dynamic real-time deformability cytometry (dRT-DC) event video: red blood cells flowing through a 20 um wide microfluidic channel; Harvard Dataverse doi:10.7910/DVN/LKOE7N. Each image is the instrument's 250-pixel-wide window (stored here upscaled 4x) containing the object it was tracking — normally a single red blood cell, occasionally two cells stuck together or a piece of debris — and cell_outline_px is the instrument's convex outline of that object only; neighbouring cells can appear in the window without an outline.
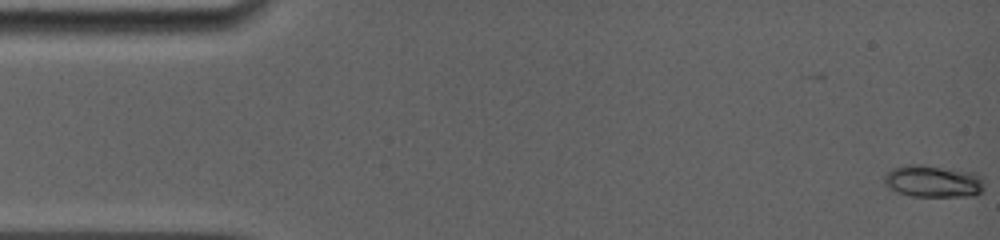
{"species": "common noctule bat (a hibernating species)", "species_latin": "Nyctalus noctula", "temperature_condition": "room temperature", "stored_images_in_passage": 38, "camera_frame_rate_fps": 5000, "um_per_image_px": 0.085, "animal": {"sex": "female", "body_mass_g": 19.0, "forearm_length_mm": 56.7}, "frame": {"image": 1, "passage_image": 1, "time_ms": 0.0, "image_size_px": [1000, 240], "cell_outline_px": [[984, 188], [976, 196], [912, 196], [896, 192], [888, 188], [884, 184], [884, 176], [892, 168], [908, 164], [920, 164], [972, 172], [980, 176], [984, 184]], "centroid_in_image_um": [79.29, 15.41], "position_along_channel_um": 5.7, "area_um2": 18.79}}
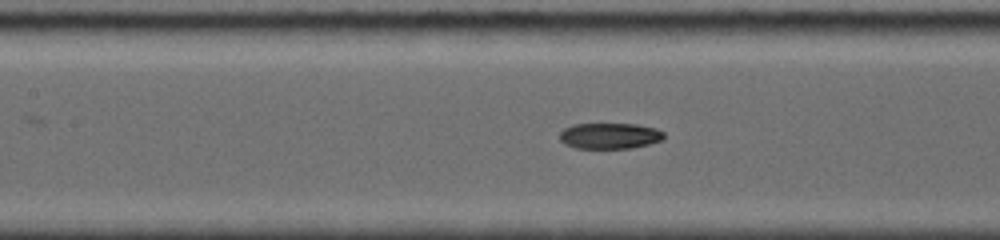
{"frame": {"image": 2, "passage_image": 23, "time_ms": 7.2, "image_size_px": [1000, 240], "cell_outline_px": [[664, 136], [660, 140], [648, 144], [632, 148], [576, 148], [564, 144], [560, 140], [560, 132], [564, 128], [572, 124], [636, 124], [656, 128], [664, 132]], "centroid_in_image_um": [51.8, 11.54], "position_along_channel_um": 155.6, "area_um2": 15.72}}
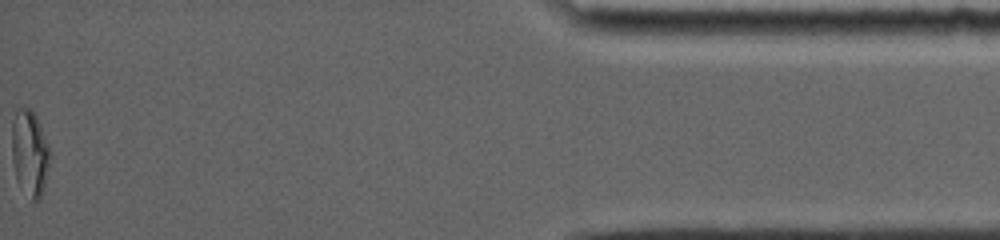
{"frame": {"image": 3, "passage_image": 38, "time_ms": 16.2, "image_size_px": [1000, 240], "cell_outline_px": [[52, 156], [44, 188], [40, 200], [32, 200], [16, 176], [12, 160], [12, 124], [16, 108], [28, 108], [36, 116], [40, 124], [52, 152]], "centroid_in_image_um": [2.57, 12.98], "position_along_channel_um": 432.6, "area_um2": 19.07}, "authors_computed_cell_mechanics": {"area_um2": 16.5019, "velocity_mm_per_s": 3.9183, "shape_relaxation_time_tau1_ms": null, "shape_relaxation_time_tau2_ms": 4.8616, "deformation_change_tau1": null, "deformation_change_tau2": 0.071}}